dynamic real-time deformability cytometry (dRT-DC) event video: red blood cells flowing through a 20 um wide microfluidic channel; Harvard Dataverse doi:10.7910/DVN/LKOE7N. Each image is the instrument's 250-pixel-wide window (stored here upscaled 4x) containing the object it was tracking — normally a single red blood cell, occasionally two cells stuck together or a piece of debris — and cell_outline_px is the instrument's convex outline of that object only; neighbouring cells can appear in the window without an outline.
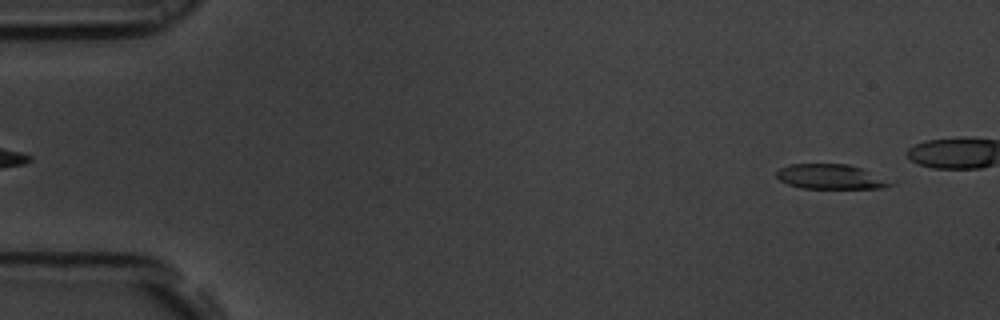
{"species": "common noctule bat (a hibernating species)", "species_latin": "Nyctalus noctula", "temperature_condition": "room temperature", "stored_images_in_passage": 45, "camera_frame_rate_fps": 3000, "um_per_image_px": 0.085, "animal": {"sex": "male", "body_mass_g": 19.5, "forearm_length_mm": 54.6}, "frame": {"image": 1, "passage_image": 4, "time_ms": 1.0, "image_size_px": [1000, 320], "cell_outline_px": [[896, 184], [884, 188], [800, 188], [788, 184], [780, 180], [776, 176], [776, 172], [780, 168], [792, 164], [848, 164], [860, 168]], "centroid_in_image_um": [70.56, 15.03], "position_along_channel_um": 14.4, "area_um2": 16.18}}
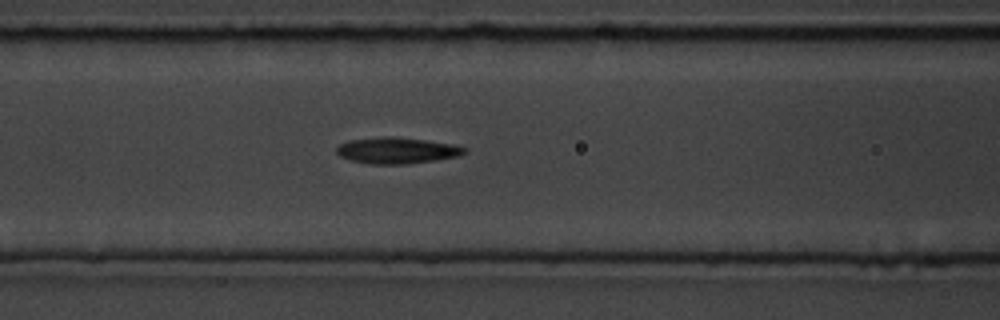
{"frame": {"image": 2, "passage_image": 23, "time_ms": 7.333, "image_size_px": [1000, 320], "cell_outline_px": [[468, 152], [460, 156], [404, 164], [372, 164], [352, 160], [340, 156], [336, 152], [336, 148], [340, 144], [348, 140], [384, 136], [392, 136], [424, 140], [452, 144], [468, 148]], "centroid_in_image_um": [33.75, 12.78], "position_along_channel_um": 132.9, "area_um2": 19.42}}
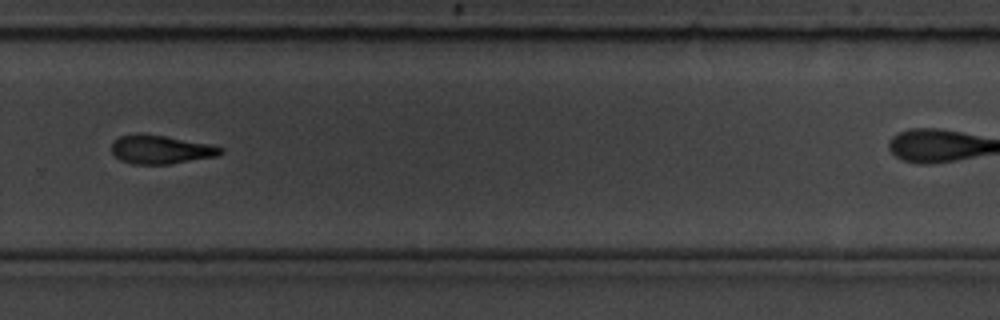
{"frame": {"image": 3, "passage_image": 38, "time_ms": 12.333, "image_size_px": [1000, 320], "cell_outline_px": [[224, 152], [216, 156], [172, 164], [132, 164], [120, 160], [112, 152], [112, 144], [120, 136], [136, 132], [140, 132], [212, 144], [224, 148]], "centroid_in_image_um": [13.68, 12.7], "position_along_channel_um": 316.1, "area_um2": 18.38}}